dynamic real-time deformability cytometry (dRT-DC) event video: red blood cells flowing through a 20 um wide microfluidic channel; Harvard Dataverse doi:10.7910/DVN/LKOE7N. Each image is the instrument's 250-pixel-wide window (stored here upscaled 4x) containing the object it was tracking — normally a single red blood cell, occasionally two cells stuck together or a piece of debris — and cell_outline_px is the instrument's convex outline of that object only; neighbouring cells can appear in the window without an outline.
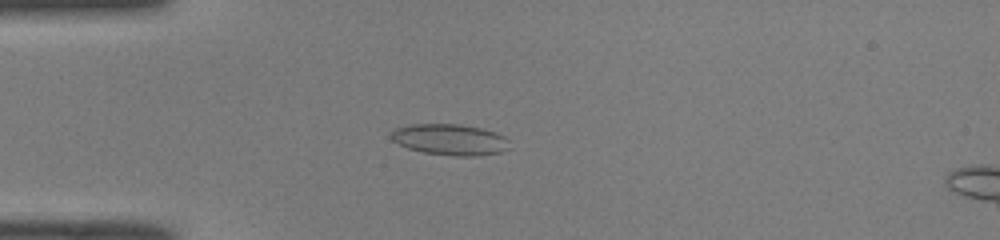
{"species": "common noctule bat (a hibernating species)", "species_latin": "Nyctalus noctula", "temperature_condition": "room temperature", "stored_images_in_passage": 49, "camera_frame_rate_fps": 3000, "um_per_image_px": 0.085, "animal": {"sex": "male", "body_mass_g": 19.0, "forearm_length_mm": 50.8}, "frame": {"image": 1, "passage_image": 13, "time_ms": 4.0, "image_size_px": [1000, 240], "cell_outline_px": [[512, 148], [500, 152], [480, 156], [456, 156], [424, 152], [408, 148], [392, 140], [392, 132], [396, 128], [412, 124], [460, 124], [480, 128], [496, 132], [504, 136], [508, 140]], "centroid_in_image_um": [38.31, 11.87], "position_along_channel_um": 46.7, "area_um2": 21.44}}
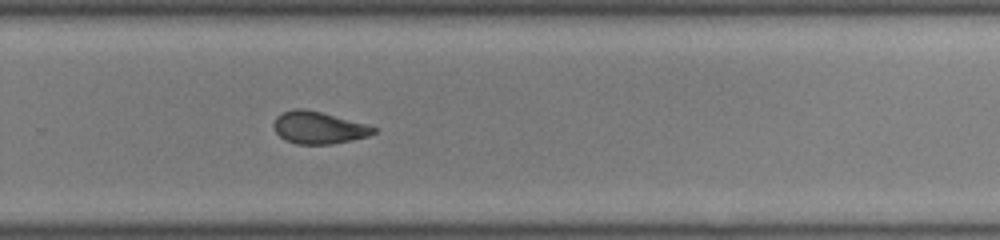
{"frame": {"image": 2, "passage_image": 33, "time_ms": 10.667, "image_size_px": [1000, 240], "cell_outline_px": [[376, 132], [368, 136], [352, 140], [332, 144], [296, 144], [284, 140], [276, 132], [272, 124], [276, 116], [284, 112], [296, 108], [304, 108], [320, 112], [364, 124], [376, 128]], "centroid_in_image_um": [27.03, 10.86], "position_along_channel_um": 302.8, "area_um2": 18.55}}
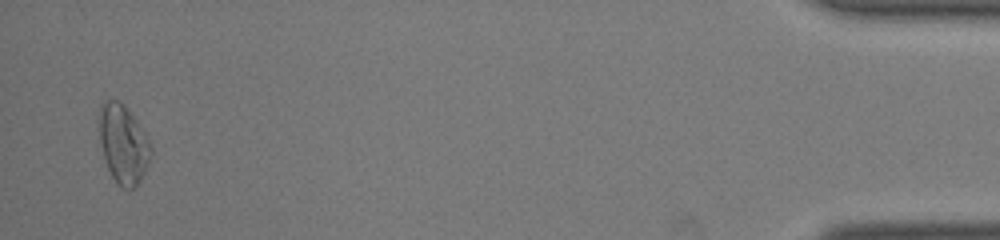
{"frame": {"image": 3, "passage_image": 48, "time_ms": 15.667, "image_size_px": [1000, 240], "cell_outline_px": [[152, 152], [148, 164], [140, 180], [132, 188], [120, 188], [116, 184], [108, 168], [100, 144], [96, 116], [104, 100], [120, 100], [124, 104], [136, 120], [144, 132], [152, 148]], "centroid_in_image_um": [10.43, 12.2], "position_along_channel_um": 424.8, "area_um2": 23.93}, "authors_computed_cell_mechanics": {"area_um2": 20.1144, "velocity_mm_per_s": 4.1008, "shape_relaxation_time_tau1_ms": null, "shape_relaxation_time_tau2_ms": 1.9473, "deformation_change_tau1": null, "deformation_change_tau2": 0.0683}}